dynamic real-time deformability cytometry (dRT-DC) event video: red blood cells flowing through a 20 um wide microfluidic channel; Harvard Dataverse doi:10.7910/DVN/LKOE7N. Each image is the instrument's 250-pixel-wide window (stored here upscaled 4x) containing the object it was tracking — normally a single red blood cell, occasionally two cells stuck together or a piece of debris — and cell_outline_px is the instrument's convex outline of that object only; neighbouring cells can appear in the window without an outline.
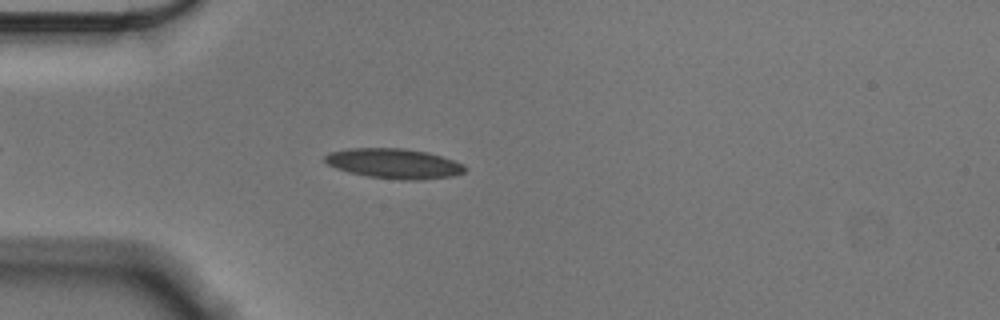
{"species": "Egyptian fruit bat (a non-hibernating species)", "species_latin": "Rousettus aegyptiacus", "temperature_condition": "cold", "stored_images_in_passage": 45, "camera_frame_rate_fps": 3000, "um_per_image_px": 0.085, "animal": {"sex": "male"}, "frame": {"image": 1, "passage_image": 8, "time_ms": 2.333, "image_size_px": [1000, 320], "cell_outline_px": [[468, 168], [464, 172], [452, 176], [420, 180], [400, 180], [368, 176], [348, 172], [336, 168], [328, 164], [324, 160], [324, 156], [328, 152], [348, 148], [404, 148], [428, 152], [464, 164]], "centroid_in_image_um": [33.48, 13.9], "position_along_channel_um": 51.5, "area_um2": 24.57}}
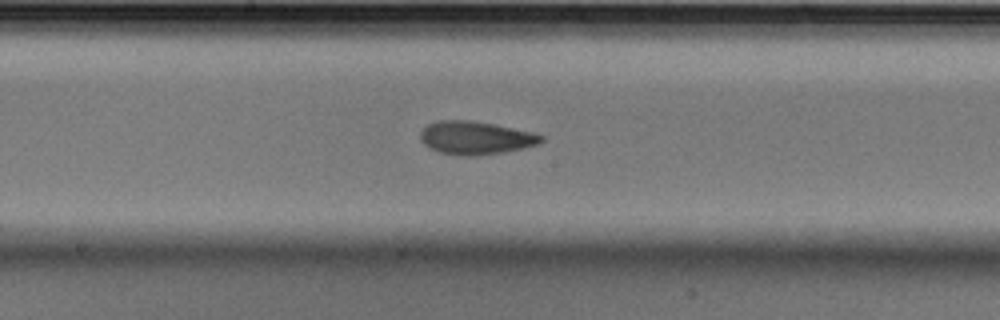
{"frame": {"image": 2, "passage_image": 22, "time_ms": 7.0, "image_size_px": [1000, 320], "cell_outline_px": [[544, 140], [536, 144], [520, 148], [480, 156], [460, 156], [440, 152], [428, 148], [420, 140], [420, 132], [428, 124], [436, 120], [468, 120], [492, 124], [532, 132], [544, 136]], "centroid_in_image_um": [40.36, 11.72], "position_along_channel_um": 207.8, "area_um2": 23.18}}
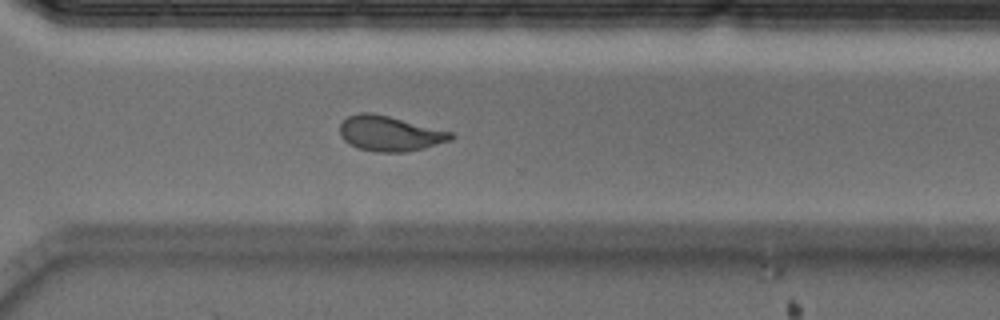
{"frame": {"image": 3, "passage_image": 33, "time_ms": 10.667, "image_size_px": [1000, 320], "cell_outline_px": [[456, 136], [452, 140], [424, 148], [404, 152], [376, 152], [360, 148], [348, 144], [340, 136], [340, 124], [348, 116], [360, 112], [372, 112], [452, 132]], "centroid_in_image_um": [33.12, 11.35], "position_along_channel_um": 337.5, "area_um2": 22.72}, "authors_computed_cell_mechanics": {"area_um2": 22.7732, "velocity_mm_per_s": 3.5598, "shape_relaxation_time_tau1_ms": 6.4114, "shape_relaxation_time_tau2_ms": 2.2177, "deformation_change_tau1": 0.1751, "deformation_change_tau2": 0.0762}}